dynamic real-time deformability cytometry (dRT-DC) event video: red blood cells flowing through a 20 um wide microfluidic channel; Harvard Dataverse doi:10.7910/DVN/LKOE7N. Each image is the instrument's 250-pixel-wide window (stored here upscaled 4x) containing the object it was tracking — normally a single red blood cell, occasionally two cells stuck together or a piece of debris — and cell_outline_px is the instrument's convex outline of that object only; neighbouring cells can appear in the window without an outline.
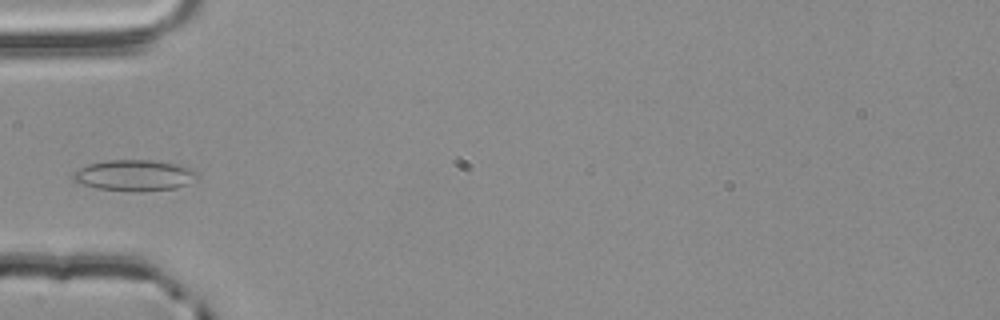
{"species": "common noctule bat (a hibernating species)", "species_latin": "Nyctalus noctula", "temperature_condition": "room temperature", "stored_images_in_passage": 4, "camera_frame_rate_fps": 3000, "um_per_image_px": 0.085, "animal": {"sex": "male", "body_mass_g": 20.4}, "frame": {"image": 1, "passage_image": 4, "time_ms": 1.0, "image_size_px": [1000, 320], "cell_outline_px": [[200, 176], [188, 184], [176, 188], [140, 192], [132, 192], [96, 188], [76, 184], [72, 180], [72, 176], [80, 168], [88, 164], [108, 160], [152, 160], [176, 164], [192, 168]], "centroid_in_image_um": [11.42, 14.92], "position_along_channel_um": 73.6, "area_um2": 22.77}}